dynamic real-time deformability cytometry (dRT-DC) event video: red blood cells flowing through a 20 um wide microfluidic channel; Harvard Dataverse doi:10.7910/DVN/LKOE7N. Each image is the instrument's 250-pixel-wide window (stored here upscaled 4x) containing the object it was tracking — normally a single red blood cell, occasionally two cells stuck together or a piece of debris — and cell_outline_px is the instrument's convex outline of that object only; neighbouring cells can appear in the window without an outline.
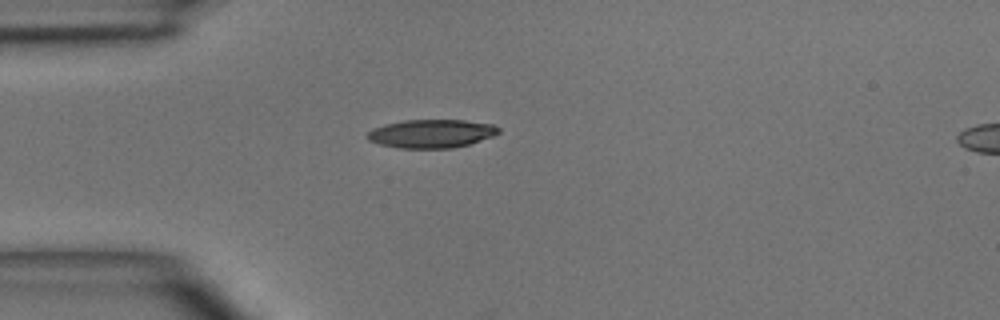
{"species": "common noctule bat (a hibernating species)", "species_latin": "Nyctalus noctula", "temperature_condition": "room temperature", "stored_images_in_passage": 4, "segment_of_instrument_passage": [1, 2], "camera_frame_rate_fps": 3000, "um_per_image_px": 0.085, "animal": {"sex": "male", "body_mass_g": 15.6}, "frame": {"image": 1, "passage_image": 3, "time_ms": 2.0, "image_size_px": [1000, 320], "cell_outline_px": [[500, 132], [492, 136], [468, 144], [452, 148], [400, 148], [380, 144], [368, 140], [368, 132], [372, 128], [384, 124], [404, 120], [464, 120], [492, 124], [500, 128]], "centroid_in_image_um": [36.66, 11.35], "position_along_channel_um": 48.3, "area_um2": 21.62}}